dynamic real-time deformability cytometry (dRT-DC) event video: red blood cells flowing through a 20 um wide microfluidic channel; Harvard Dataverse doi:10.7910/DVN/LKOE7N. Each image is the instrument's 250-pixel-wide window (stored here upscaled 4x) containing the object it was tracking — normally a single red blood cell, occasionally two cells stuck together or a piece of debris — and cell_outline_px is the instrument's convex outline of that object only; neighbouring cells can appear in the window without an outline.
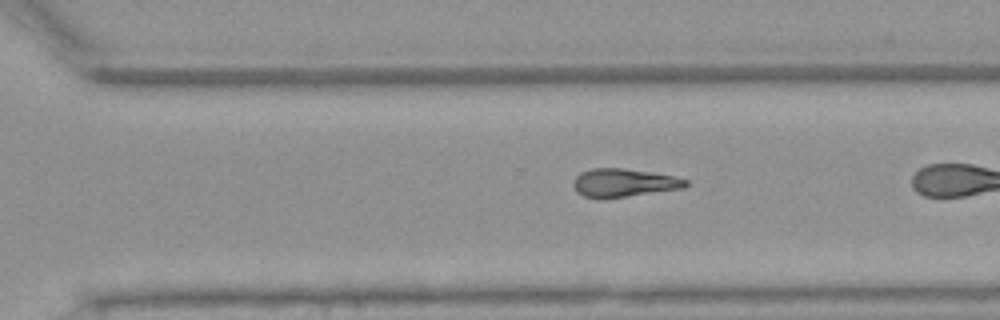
{"species": "Egyptian fruit bat (a non-hibernating species)", "species_latin": "Rousettus aegyptiacus", "temperature_condition": "warm", "stored_images_in_passage": 38, "camera_frame_rate_fps": 3000, "um_per_image_px": 0.085, "animal": {"sex": "female"}, "frame": {"image": 1, "passage_image": 34, "time_ms": 11.0, "image_size_px": [1000, 320], "cell_outline_px": [[688, 184], [684, 188], [604, 200], [600, 200], [584, 196], [576, 192], [572, 184], [572, 180], [580, 172], [592, 168], [624, 168], [672, 176], [688, 180]], "centroid_in_image_um": [52.95, 15.56], "position_along_channel_um": 317.6, "area_um2": 18.84}}